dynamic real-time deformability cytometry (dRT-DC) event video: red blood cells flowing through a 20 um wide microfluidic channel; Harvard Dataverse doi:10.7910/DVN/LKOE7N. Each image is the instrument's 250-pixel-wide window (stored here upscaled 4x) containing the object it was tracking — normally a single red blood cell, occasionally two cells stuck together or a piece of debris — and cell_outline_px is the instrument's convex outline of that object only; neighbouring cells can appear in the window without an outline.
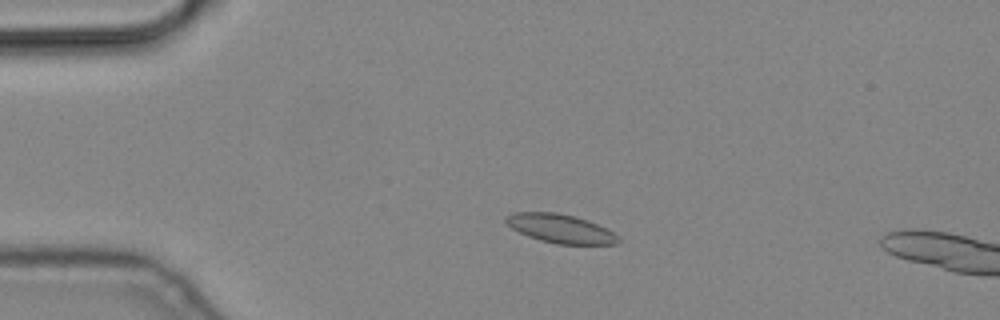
{"species": "common noctule bat (a hibernating species)", "species_latin": "Nyctalus noctula", "temperature_condition": "cold", "stored_images_in_passage": 4, "camera_frame_rate_fps": 3000, "um_per_image_px": 0.085, "animal": {"sex": "male", "body_mass_g": 19.2, "forearm_length_mm": 51.8}, "frame": {"image": 1, "passage_image": 3, "time_ms": 0.667, "image_size_px": [1000, 320], "cell_outline_px": [[620, 240], [616, 244], [556, 244], [540, 240], [528, 236], [512, 228], [504, 220], [504, 216], [512, 212], [556, 212], [576, 216], [588, 220], [608, 228]], "centroid_in_image_um": [47.62, 19.41], "position_along_channel_um": 37.4, "area_um2": 18.9}}